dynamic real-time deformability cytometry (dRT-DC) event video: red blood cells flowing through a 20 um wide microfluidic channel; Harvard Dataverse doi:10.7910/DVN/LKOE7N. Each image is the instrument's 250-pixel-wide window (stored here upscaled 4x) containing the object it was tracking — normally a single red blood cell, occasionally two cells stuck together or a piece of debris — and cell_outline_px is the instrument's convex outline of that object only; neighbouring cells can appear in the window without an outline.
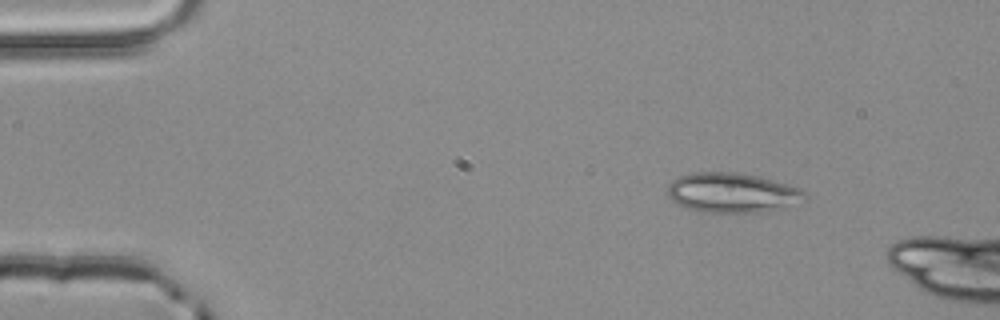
{"species": "common noctule bat (a hibernating species)", "species_latin": "Nyctalus noctula", "temperature_condition": "room temperature", "stored_images_in_passage": 2, "camera_frame_rate_fps": 3000, "um_per_image_px": 0.085, "animal": {"sex": "male", "body_mass_g": 20.4}, "frame": {"image": 1, "passage_image": 2, "time_ms": 0.333, "image_size_px": [1000, 320], "cell_outline_px": [[808, 196], [784, 208], [764, 212], [700, 212], [684, 208], [672, 200], [668, 196], [668, 184], [672, 180], [680, 176], [692, 172], [736, 172], [756, 176], [800, 188]], "centroid_in_image_um": [62.18, 16.39], "position_along_channel_um": 22.8, "area_um2": 31.67}}